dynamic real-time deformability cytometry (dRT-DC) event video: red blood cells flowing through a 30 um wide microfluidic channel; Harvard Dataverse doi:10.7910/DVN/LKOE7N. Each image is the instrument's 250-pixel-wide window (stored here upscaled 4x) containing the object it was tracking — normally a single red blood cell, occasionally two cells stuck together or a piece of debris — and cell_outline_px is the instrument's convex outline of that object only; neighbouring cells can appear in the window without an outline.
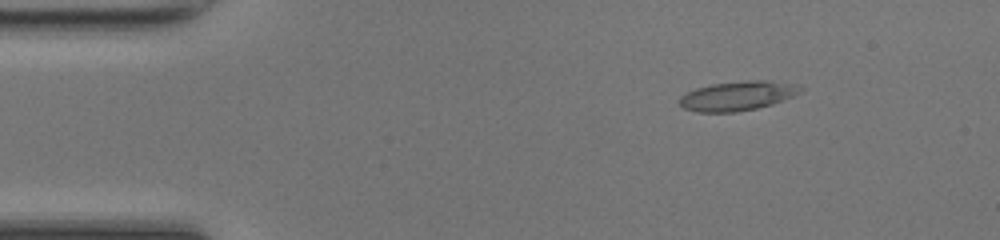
{"species": "common noctule bat (a hibernating species)", "species_latin": "Nyctalus noctula", "temperature_condition": "room temperature", "stored_images_in_passage": 50, "camera_frame_rate_fps": 3000, "um_per_image_px": 0.085, "animal": {"sex": "female", "body_mass_g": 17.0, "forearm_length_mm": 48.0}, "frame": {"image": 1, "passage_image": 8, "time_ms": 2.333, "image_size_px": [1000, 240], "cell_outline_px": [[804, 88], [800, 92], [792, 96], [772, 104], [756, 108], [736, 112], [696, 112], [684, 108], [680, 104], [680, 96], [696, 88], [712, 84], [748, 80], [768, 80], [796, 84]], "centroid_in_image_um": [62.7, 8.14], "position_along_channel_um": 22.3, "area_um2": 20.58}}
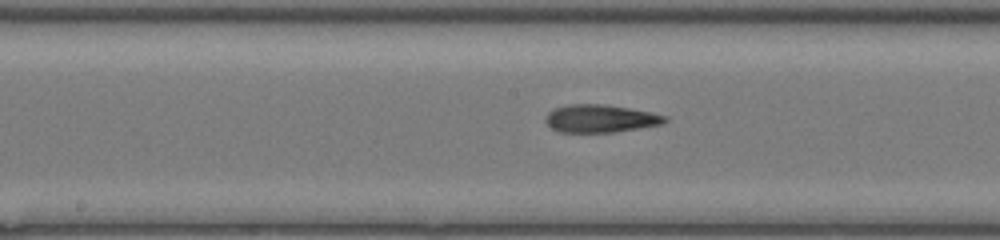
{"frame": {"image": 2, "passage_image": 26, "time_ms": 8.333, "image_size_px": [1000, 240], "cell_outline_px": [[668, 120], [660, 124], [616, 132], [560, 132], [552, 128], [544, 120], [548, 112], [556, 108], [568, 104], [604, 104], [628, 108], [668, 116]], "centroid_in_image_um": [51.01, 10.07], "position_along_channel_um": 197.2, "area_um2": 19.13}}
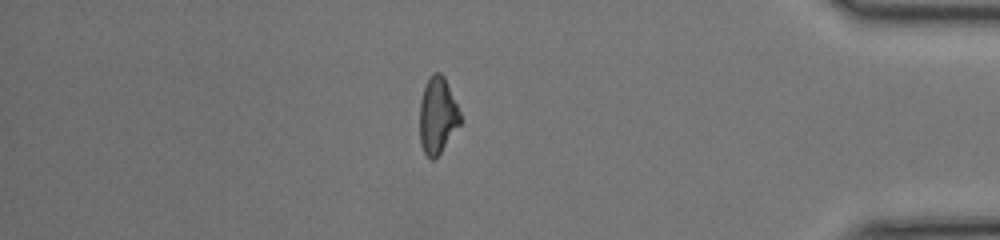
{"frame": {"image": 3, "passage_image": 43, "time_ms": 14.0, "image_size_px": [1000, 240], "cell_outline_px": [[460, 124], [440, 152], [432, 160], [424, 152], [420, 144], [420, 100], [424, 88], [432, 72], [440, 72], [444, 76], [460, 112]], "centroid_in_image_um": [37.17, 9.8], "position_along_channel_um": 398.0, "area_um2": 17.74}, "authors_computed_cell_mechanics": {"area_um2": 18.9295, "velocity_mm_per_s": 4.2471, "shape_relaxation_time_tau1_ms": null, "shape_relaxation_time_tau2_ms": 1.0575, "deformation_change_tau1": null, "deformation_change_tau2": 0.077}}